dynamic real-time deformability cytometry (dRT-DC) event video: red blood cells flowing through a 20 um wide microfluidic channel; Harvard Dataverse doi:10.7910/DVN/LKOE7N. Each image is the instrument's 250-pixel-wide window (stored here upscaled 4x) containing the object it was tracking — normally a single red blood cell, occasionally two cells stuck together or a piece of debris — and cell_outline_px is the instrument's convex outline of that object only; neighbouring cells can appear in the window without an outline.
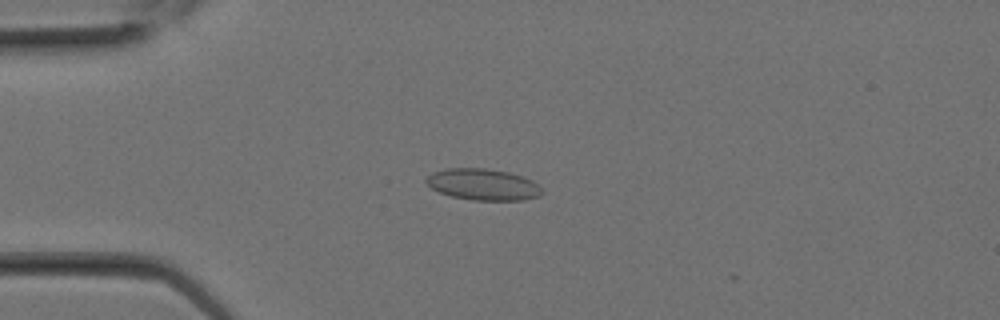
{"species": "Egyptian fruit bat (a non-hibernating species)", "species_latin": "Rousettus aegyptiacus", "temperature_condition": "room temperature", "stored_images_in_passage": 12, "camera_frame_rate_fps": 3000, "um_per_image_px": 0.085, "animal": {"sex": "female"}, "frame": {"image": 1, "passage_image": 6, "time_ms": 1.667, "image_size_px": [1000, 320], "cell_outline_px": [[544, 192], [536, 196], [524, 200], [472, 200], [452, 196], [440, 192], [432, 188], [424, 180], [432, 172], [448, 168], [484, 168], [508, 172], [524, 176], [532, 180], [544, 188]], "centroid_in_image_um": [41.09, 15.67], "position_along_channel_um": 43.9, "area_um2": 21.21}}
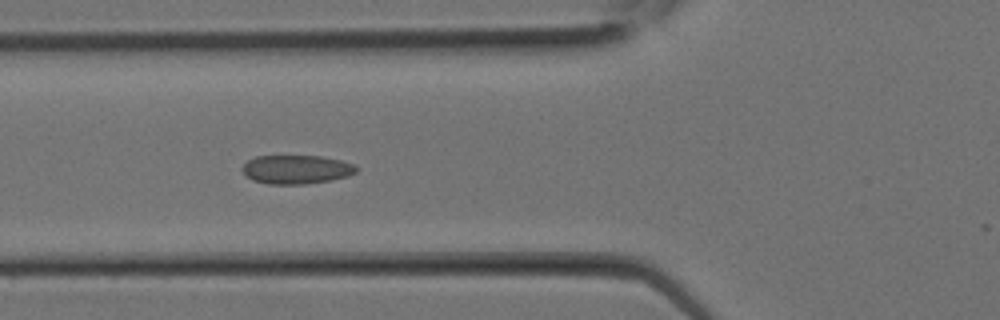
{"frame": {"image": 2, "passage_image": 9, "time_ms": 2.667, "image_size_px": [1000, 320], "cell_outline_px": [[356, 172], [348, 176], [332, 180], [304, 184], [268, 184], [252, 180], [244, 176], [240, 168], [248, 160], [256, 156], [320, 156], [340, 160], [356, 164]], "centroid_in_image_um": [25.16, 14.41], "position_along_channel_um": 100.6, "area_um2": 19.31}}
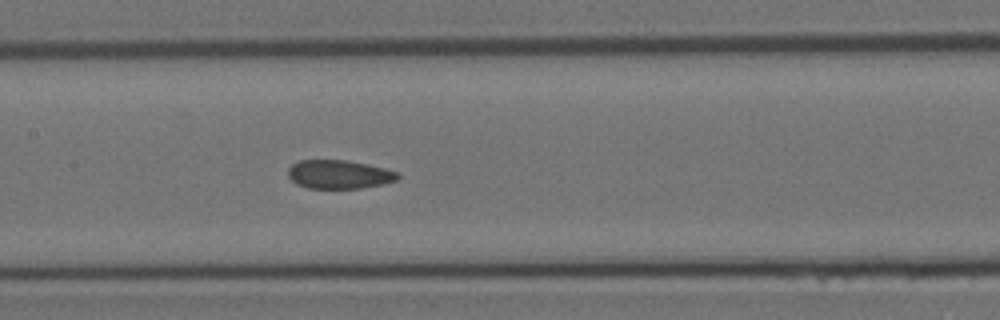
{"frame": {"image": 3, "passage_image": 12, "time_ms": 3.667, "image_size_px": [1000, 320], "cell_outline_px": [[400, 176], [396, 180], [384, 184], [360, 188], [308, 188], [296, 184], [288, 176], [288, 168], [292, 164], [300, 160], [348, 160], [368, 164], [400, 172]], "centroid_in_image_um": [28.83, 14.82], "position_along_channel_um": 178.6, "area_um2": 18.44}}